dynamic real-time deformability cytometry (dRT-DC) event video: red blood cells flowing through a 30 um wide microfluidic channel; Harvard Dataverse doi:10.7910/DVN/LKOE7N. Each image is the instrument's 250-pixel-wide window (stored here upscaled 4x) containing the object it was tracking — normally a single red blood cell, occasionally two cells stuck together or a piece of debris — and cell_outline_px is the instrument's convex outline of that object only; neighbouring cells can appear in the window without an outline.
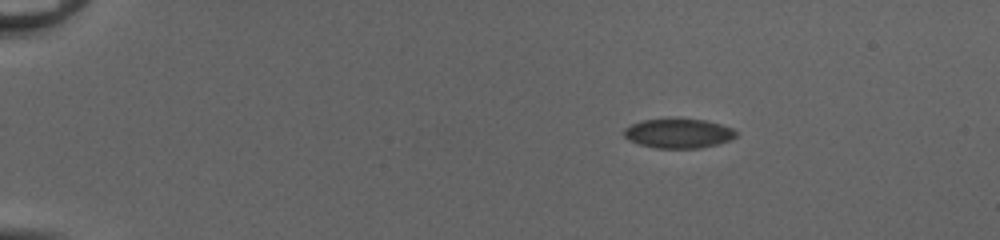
{"species": "common noctule bat (a hibernating species)", "species_latin": "Nyctalus noctula", "temperature_condition": "cold", "stored_images_in_passage": 49, "camera_frame_rate_fps": 3000, "um_per_image_px": 0.085, "animal": {"sex": "female", "body_mass_g": 20.0, "forearm_length_mm": 54.0}, "frame": {"image": 1, "passage_image": 4, "time_ms": 1.0, "image_size_px": [1000, 240], "cell_outline_px": [[736, 136], [728, 140], [716, 144], [700, 148], [656, 148], [640, 144], [628, 140], [624, 136], [624, 128], [632, 124], [644, 120], [704, 120], [720, 124], [732, 128], [736, 132]], "centroid_in_image_um": [57.65, 11.35], "position_along_channel_um": 27.4, "area_um2": 18.73}}
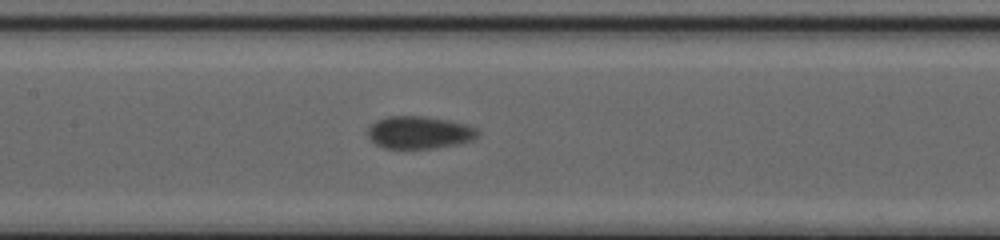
{"frame": {"image": 2, "passage_image": 23, "time_ms": 7.333, "image_size_px": [1000, 240], "cell_outline_px": [[480, 132], [472, 140], [460, 144], [436, 148], [384, 148], [376, 144], [368, 136], [368, 128], [376, 120], [388, 116], [424, 116], [448, 120], [464, 124], [476, 128]], "centroid_in_image_um": [35.64, 11.26], "position_along_channel_um": 171.8, "area_um2": 20.81}}
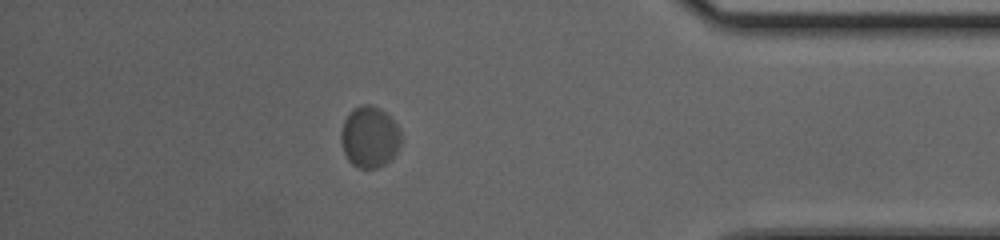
{"frame": {"image": 3, "passage_image": 43, "time_ms": 14.0, "image_size_px": [1000, 240], "cell_outline_px": [[400, 148], [384, 164], [376, 168], [360, 168], [352, 164], [348, 160], [344, 152], [340, 140], [340, 132], [344, 120], [352, 108], [360, 104], [368, 104], [380, 108], [396, 124], [400, 132]], "centroid_in_image_um": [31.38, 11.63], "position_along_channel_um": 403.8, "area_um2": 21.39}, "authors_computed_cell_mechanics": {"area_um2": 20.4612, "velocity_mm_per_s": 3.9198, "shape_relaxation_time_tau1_ms": 1.3898, "shape_relaxation_time_tau2_ms": 0.371, "deformation_change_tau1": 0.0456, "deformation_change_tau2": 0.0274}}